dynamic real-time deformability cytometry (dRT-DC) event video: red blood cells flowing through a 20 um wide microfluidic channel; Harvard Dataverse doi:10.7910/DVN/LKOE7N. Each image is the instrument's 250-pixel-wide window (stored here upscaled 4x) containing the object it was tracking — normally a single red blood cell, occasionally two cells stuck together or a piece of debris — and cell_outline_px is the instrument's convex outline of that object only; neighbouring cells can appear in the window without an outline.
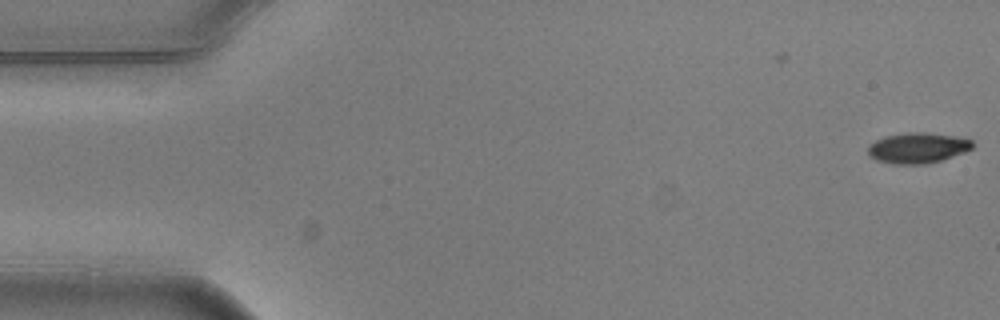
{"species": "common noctule bat (a hibernating species)", "species_latin": "Nyctalus noctula", "temperature_condition": "warm", "stored_images_in_passage": 2, "camera_frame_rate_fps": 3000, "um_per_image_px": 0.085, "animal": {"sex": "male", "body_mass_g": 20.5, "forearm_length_mm": 52.5}, "frame": {"image": 1, "passage_image": 2, "time_ms": 0.333, "image_size_px": [1000, 320], "cell_outline_px": [[972, 148], [964, 152], [928, 164], [892, 164], [876, 160], [868, 156], [868, 148], [876, 140], [884, 136], [908, 132], [924, 132], [956, 136], [972, 140]], "centroid_in_image_um": [77.98, 12.57], "position_along_channel_um": 7.0, "area_um2": 18.55}}